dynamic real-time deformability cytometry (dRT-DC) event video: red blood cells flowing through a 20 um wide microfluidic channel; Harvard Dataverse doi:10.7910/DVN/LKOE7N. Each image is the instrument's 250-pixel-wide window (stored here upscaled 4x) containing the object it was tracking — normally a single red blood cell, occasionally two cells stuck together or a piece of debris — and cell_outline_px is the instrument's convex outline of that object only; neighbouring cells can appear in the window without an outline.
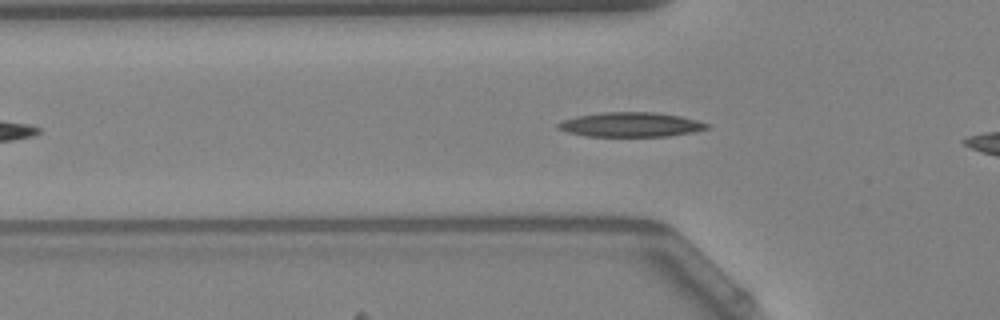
{"species": "Egyptian fruit bat (a non-hibernating species)", "species_latin": "Rousettus aegyptiacus", "temperature_condition": "warm", "stored_images_in_passage": 11, "camera_frame_rate_fps": 3000, "um_per_image_px": 0.085, "animal": {"sex": "female"}, "frame": {"image": 1, "passage_image": 8, "time_ms": 2.333, "image_size_px": [1000, 320], "cell_outline_px": [[708, 128], [692, 132], [668, 136], [588, 136], [568, 132], [556, 128], [556, 124], [564, 120], [576, 116], [604, 112], [656, 112], [680, 116], [696, 120], [708, 124]], "centroid_in_image_um": [53.58, 10.59], "position_along_channel_um": 72.2, "area_um2": 21.1}}